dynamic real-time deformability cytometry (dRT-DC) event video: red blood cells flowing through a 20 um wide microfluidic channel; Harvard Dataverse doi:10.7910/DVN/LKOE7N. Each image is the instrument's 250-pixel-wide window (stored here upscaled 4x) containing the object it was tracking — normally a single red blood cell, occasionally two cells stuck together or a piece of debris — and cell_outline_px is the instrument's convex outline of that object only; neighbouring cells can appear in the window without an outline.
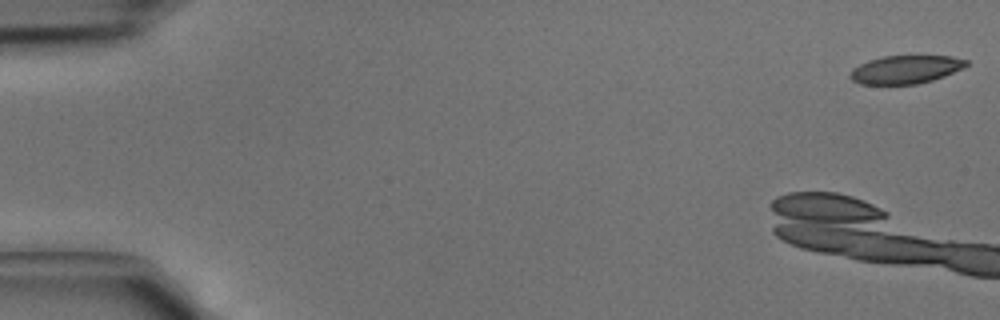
{"species": "common noctule bat (a hibernating species)", "species_latin": "Nyctalus noctula", "temperature_condition": "cold", "stored_images_in_passage": 5, "camera_frame_rate_fps": 3000, "um_per_image_px": 0.085, "animal": {"sex": "male", "body_mass_g": 15.6}, "frame": {"image": 1, "passage_image": 1, "time_ms": 0.0, "image_size_px": [1000, 320], "cell_outline_px": [[968, 64], [944, 76], [932, 80], [916, 84], [860, 84], [852, 80], [848, 76], [852, 68], [868, 60], [884, 56], [952, 56], [968, 60]], "centroid_in_image_um": [76.93, 5.9], "position_along_channel_um": 8.1, "area_um2": 18.96}}